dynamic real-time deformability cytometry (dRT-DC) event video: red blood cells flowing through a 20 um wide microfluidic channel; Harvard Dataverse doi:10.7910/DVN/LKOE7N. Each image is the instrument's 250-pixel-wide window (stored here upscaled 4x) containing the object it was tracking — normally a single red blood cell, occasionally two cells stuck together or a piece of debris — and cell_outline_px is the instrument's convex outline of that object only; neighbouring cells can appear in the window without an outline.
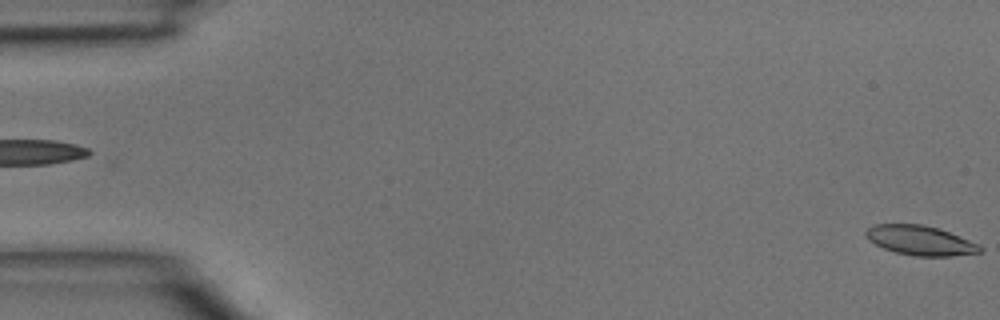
{"species": "common noctule bat (a hibernating species)", "species_latin": "Nyctalus noctula", "temperature_condition": "room temperature", "stored_images_in_passage": 5, "segment_of_instrument_passage": [2, 2], "camera_frame_rate_fps": 3000, "um_per_image_px": 0.085, "animal": {"sex": "male", "body_mass_g": 15.6}, "frame": {"image": 1, "passage_image": 5, "time_ms": 1.333, "image_size_px": [1000, 320], "cell_outline_px": [[984, 252], [952, 256], [916, 256], [896, 252], [884, 248], [868, 240], [864, 236], [864, 232], [872, 224], [924, 224], [940, 228], [980, 244], [984, 248]], "centroid_in_image_um": [78.26, 20.43], "position_along_channel_um": 6.7, "area_um2": 20.0}}